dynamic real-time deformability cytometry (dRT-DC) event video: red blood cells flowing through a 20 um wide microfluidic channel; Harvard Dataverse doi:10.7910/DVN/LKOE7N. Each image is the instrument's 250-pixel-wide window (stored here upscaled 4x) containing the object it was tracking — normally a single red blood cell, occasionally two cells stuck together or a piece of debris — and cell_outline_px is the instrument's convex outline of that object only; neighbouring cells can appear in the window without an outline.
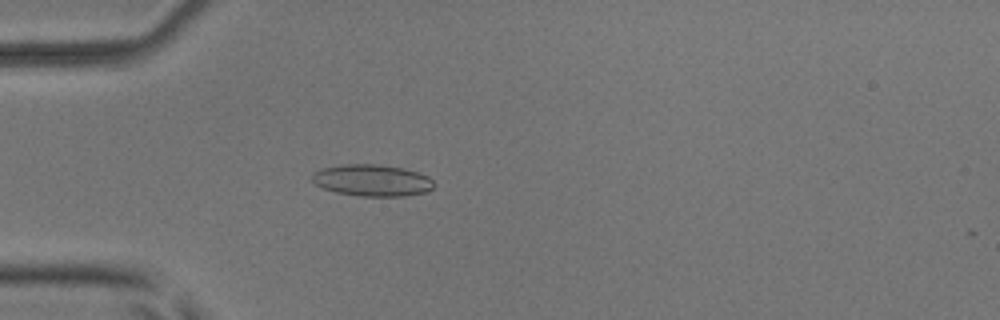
{"species": "common noctule bat (a hibernating species)", "species_latin": "Nyctalus noctula", "temperature_condition": "room temperature", "stored_images_in_passage": 47, "camera_frame_rate_fps": 3000, "um_per_image_px": 0.085, "animal": {"sex": "male", "body_mass_g": 17.9, "forearm_length_mm": 54.2}, "frame": {"image": 1, "passage_image": 10, "time_ms": 3.0, "image_size_px": [1000, 320], "cell_outline_px": [[436, 184], [428, 192], [404, 196], [360, 196], [336, 192], [324, 188], [316, 184], [312, 180], [312, 172], [320, 168], [340, 164], [376, 164], [404, 168], [428, 176]], "centroid_in_image_um": [31.63, 15.32], "position_along_channel_um": 53.4, "area_um2": 22.66}}
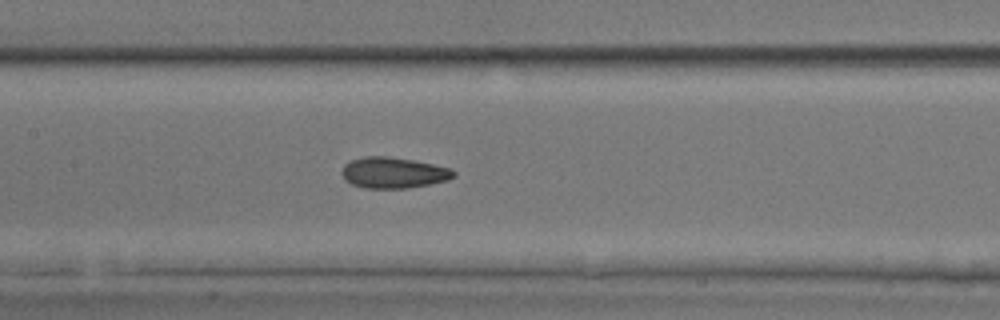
{"frame": {"image": 2, "passage_image": 20, "time_ms": 6.333, "image_size_px": [1000, 320], "cell_outline_px": [[456, 176], [448, 180], [408, 188], [364, 188], [352, 184], [344, 180], [340, 172], [344, 164], [352, 160], [364, 156], [388, 156], [412, 160], [432, 164], [448, 168], [456, 172]], "centroid_in_image_um": [33.4, 14.68], "position_along_channel_um": 174.0, "area_um2": 20.17}}
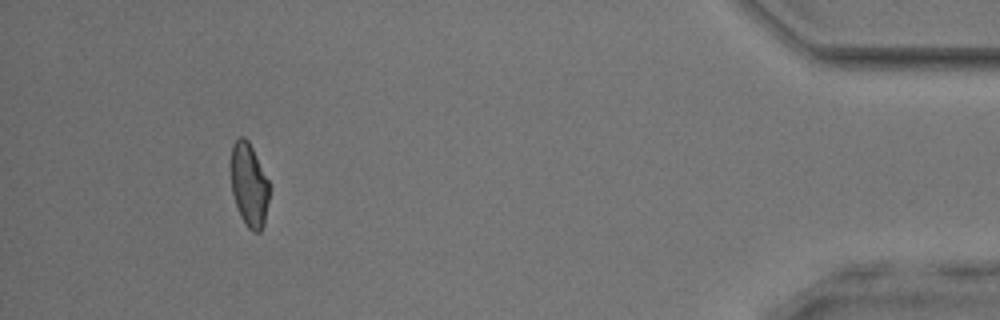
{"frame": {"image": 3, "passage_image": 43, "time_ms": 14.0, "image_size_px": [1000, 320], "cell_outline_px": [[268, 200], [264, 224], [260, 232], [252, 232], [248, 228], [240, 216], [232, 192], [228, 164], [232, 144], [240, 136], [244, 136], [248, 140], [268, 180]], "centroid_in_image_um": [21.11, 15.68], "position_along_channel_um": 414.1, "area_um2": 18.96}, "authors_computed_cell_mechanics": {"area_um2": 19.7098, "velocity_mm_per_s": 3.9403, "shape_relaxation_time_tau1_ms": 5.4143, "shape_relaxation_time_tau2_ms": 1.4831, "deformation_change_tau1": 0.123, "deformation_change_tau2": 0.0744}}